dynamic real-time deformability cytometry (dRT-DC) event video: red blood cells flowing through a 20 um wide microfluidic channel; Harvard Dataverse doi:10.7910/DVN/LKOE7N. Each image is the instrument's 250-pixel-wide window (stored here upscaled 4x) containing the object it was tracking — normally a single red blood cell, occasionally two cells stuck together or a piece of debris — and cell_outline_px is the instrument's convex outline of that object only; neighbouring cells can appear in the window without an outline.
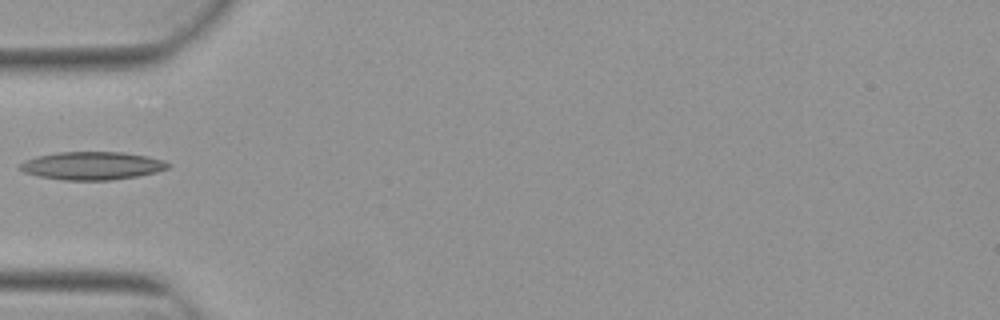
{"species": "Egyptian fruit bat (a non-hibernating species)", "species_latin": "Rousettus aegyptiacus", "temperature_condition": "warm", "stored_images_in_passage": 2, "camera_frame_rate_fps": 3000, "um_per_image_px": 0.085, "animal": {"sex": "female"}, "frame": {"image": 1, "passage_image": 2, "time_ms": 0.333, "image_size_px": [1000, 320], "cell_outline_px": [[172, 164], [168, 168], [156, 172], [136, 176], [112, 180], [64, 180], [40, 176], [24, 172], [16, 164], [24, 160], [36, 156], [60, 152], [120, 152], [148, 156], [164, 160]], "centroid_in_image_um": [7.82, 14.08], "position_along_channel_um": 77.2, "area_um2": 24.22}}